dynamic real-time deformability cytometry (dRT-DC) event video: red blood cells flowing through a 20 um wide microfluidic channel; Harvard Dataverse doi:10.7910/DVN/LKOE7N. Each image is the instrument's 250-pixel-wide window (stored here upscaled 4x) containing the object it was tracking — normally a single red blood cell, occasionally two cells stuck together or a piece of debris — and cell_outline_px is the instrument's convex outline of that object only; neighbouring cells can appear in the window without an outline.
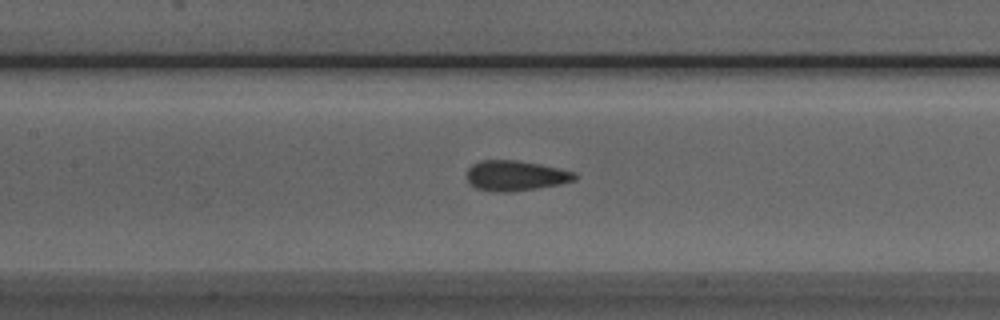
{"species": "Egyptian fruit bat (a non-hibernating species)", "species_latin": "Rousettus aegyptiacus", "temperature_condition": "room temperature", "stored_images_in_passage": 38, "camera_frame_rate_fps": 3000, "um_per_image_px": 0.085, "animal": {"sex": "male"}, "frame": {"image": 1, "passage_image": 17, "time_ms": 5.333, "image_size_px": [1000, 320], "cell_outline_px": [[580, 176], [576, 180], [560, 184], [512, 192], [496, 192], [476, 188], [468, 184], [464, 176], [468, 168], [472, 164], [480, 160], [516, 160], [540, 164], [576, 172]], "centroid_in_image_um": [43.79, 14.93], "position_along_channel_um": 163.6, "area_um2": 19.42}}
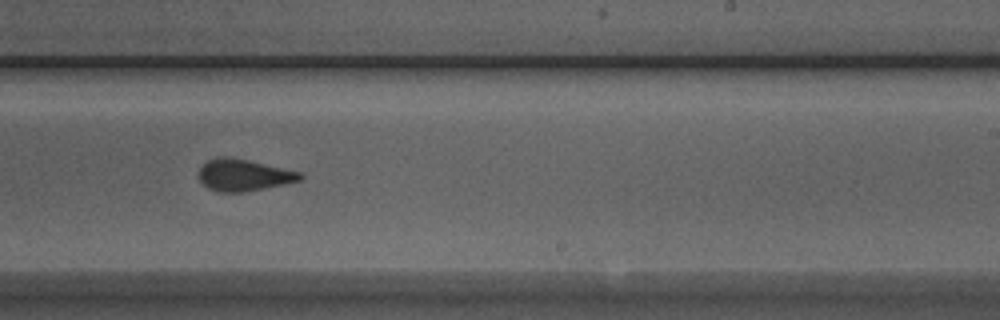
{"frame": {"image": 2, "passage_image": 25, "time_ms": 8.0, "image_size_px": [1000, 320], "cell_outline_px": [[304, 176], [300, 180], [284, 184], [244, 192], [220, 192], [208, 188], [200, 180], [196, 172], [208, 160], [216, 156], [228, 156], [248, 160], [300, 172]], "centroid_in_image_um": [20.66, 14.87], "position_along_channel_um": 268.3, "area_um2": 18.73}}
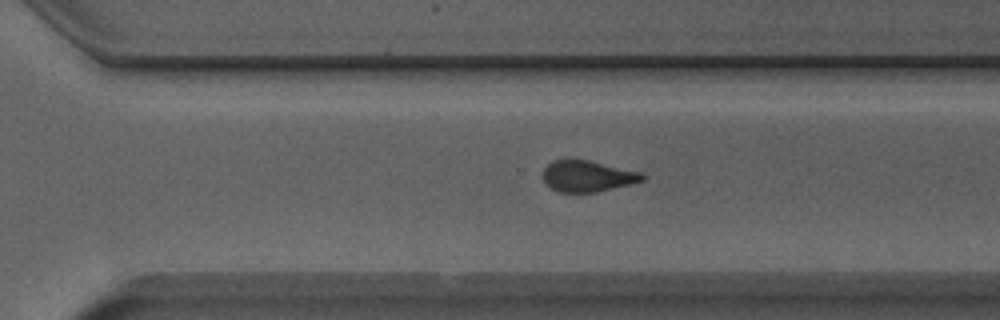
{"frame": {"image": 3, "passage_image": 29, "time_ms": 9.333, "image_size_px": [1000, 320], "cell_outline_px": [[644, 180], [632, 184], [596, 192], [560, 192], [552, 188], [544, 180], [544, 168], [552, 160], [568, 156], [588, 160], [640, 172], [644, 176]], "centroid_in_image_um": [49.91, 14.93], "position_along_channel_um": 320.7, "area_um2": 18.26}}